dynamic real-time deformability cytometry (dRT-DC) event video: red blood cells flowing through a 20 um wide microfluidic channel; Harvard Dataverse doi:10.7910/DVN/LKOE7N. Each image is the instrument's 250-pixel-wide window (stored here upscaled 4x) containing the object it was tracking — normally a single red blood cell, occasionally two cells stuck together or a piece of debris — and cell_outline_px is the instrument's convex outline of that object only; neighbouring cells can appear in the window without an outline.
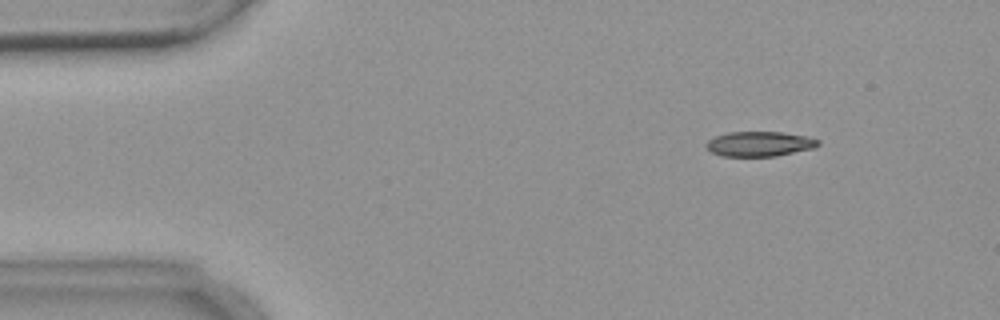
{"species": "common noctule bat (a hibernating species)", "species_latin": "Nyctalus noctula", "temperature_condition": "warm", "stored_images_in_passage": 6, "camera_frame_rate_fps": 3000, "um_per_image_px": 0.085, "animal": {"sex": "female", "body_mass_g": 18.4}, "frame": {"image": 1, "passage_image": 2, "time_ms": 1.333, "image_size_px": [1000, 320], "cell_outline_px": [[820, 144], [816, 148], [776, 156], [720, 156], [712, 152], [704, 144], [708, 140], [716, 136], [728, 132], [780, 132], [808, 136], [820, 140]], "centroid_in_image_um": [64.59, 12.23], "position_along_channel_um": 20.4, "area_um2": 16.36}}